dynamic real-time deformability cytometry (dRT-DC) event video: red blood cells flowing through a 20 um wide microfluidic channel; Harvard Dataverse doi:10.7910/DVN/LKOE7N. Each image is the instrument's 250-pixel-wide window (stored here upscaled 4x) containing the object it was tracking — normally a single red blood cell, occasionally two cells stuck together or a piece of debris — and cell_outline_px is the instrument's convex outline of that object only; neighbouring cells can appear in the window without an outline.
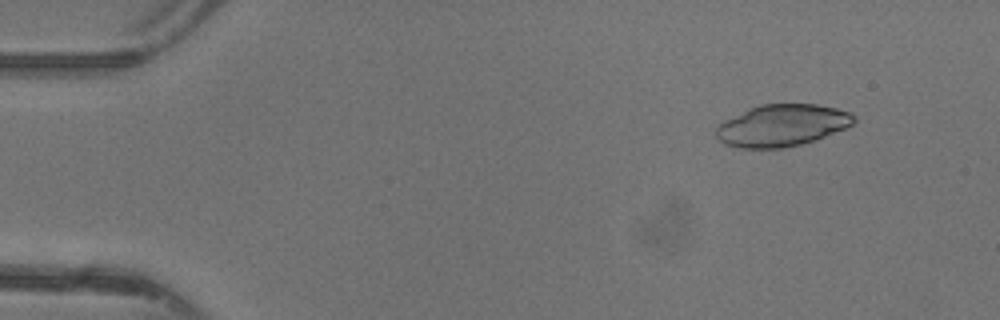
{"species": "common noctule bat (a hibernating species)", "species_latin": "Nyctalus noctula", "temperature_condition": "warm", "stored_images_in_passage": 47, "camera_frame_rate_fps": 3000, "um_per_image_px": 0.085, "animal": {"sex": "female"}, "frame": {"image": 1, "passage_image": 5, "time_ms": 1.333, "image_size_px": [1000, 320], "cell_outline_px": [[856, 120], [852, 124], [844, 128], [824, 136], [800, 144], [784, 148], [736, 148], [724, 144], [716, 136], [716, 128], [724, 120], [760, 104], [816, 104], [836, 108], [848, 112], [856, 116]], "centroid_in_image_um": [66.45, 10.66], "position_along_channel_um": 18.6, "area_um2": 33.29}}